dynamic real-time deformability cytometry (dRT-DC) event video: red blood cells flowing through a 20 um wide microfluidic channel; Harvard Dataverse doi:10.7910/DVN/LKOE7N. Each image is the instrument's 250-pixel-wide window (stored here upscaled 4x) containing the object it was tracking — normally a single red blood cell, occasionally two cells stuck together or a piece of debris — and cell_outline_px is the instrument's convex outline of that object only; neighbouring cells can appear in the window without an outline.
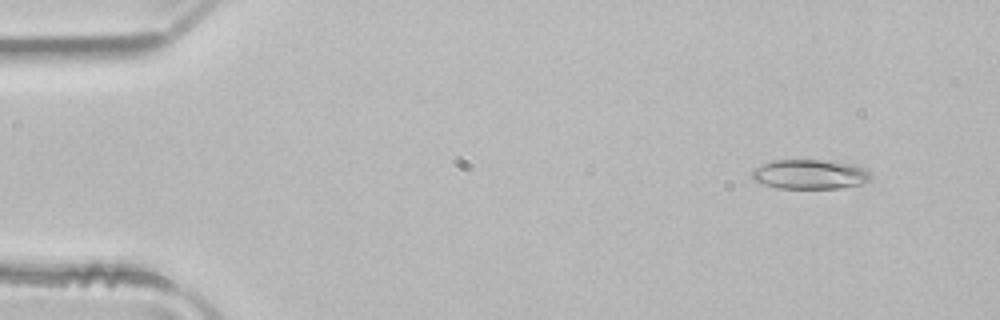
{"species": "common noctule bat (a hibernating species)", "species_latin": "Nyctalus noctula", "temperature_condition": "room temperature", "stored_images_in_passage": 51, "camera_frame_rate_fps": 3000, "um_per_image_px": 0.085, "animal": {"sex": "male", "body_mass_g": 21.5, "forearm_length_mm": 52.0}, "frame": {"image": 1, "passage_image": 5, "time_ms": 1.333, "image_size_px": [1000, 320], "cell_outline_px": [[872, 176], [864, 184], [840, 188], [776, 188], [752, 180], [752, 168], [772, 160], [828, 160], [852, 164], [864, 168]], "centroid_in_image_um": [68.82, 14.81], "position_along_channel_um": 16.2, "area_um2": 20.63}}
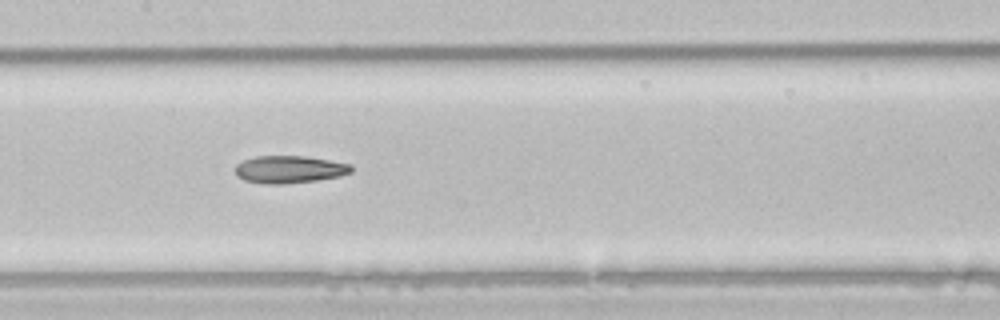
{"frame": {"image": 2, "passage_image": 25, "time_ms": 8.0, "image_size_px": [1000, 320], "cell_outline_px": [[352, 172], [340, 176], [316, 180], [284, 184], [268, 184], [244, 180], [236, 176], [236, 164], [244, 160], [256, 156], [304, 156], [352, 164]], "centroid_in_image_um": [24.6, 14.4], "position_along_channel_um": 182.8, "area_um2": 18.5}}
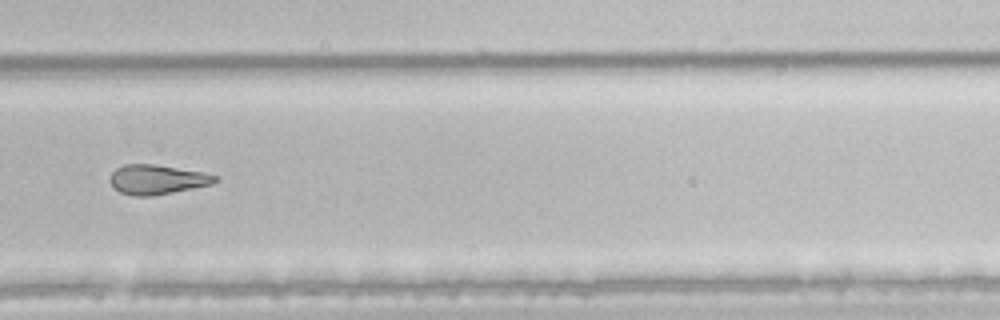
{"frame": {"image": 3, "passage_image": 35, "time_ms": 11.333, "image_size_px": [1000, 320], "cell_outline_px": [[220, 180], [212, 184], [152, 196], [132, 196], [120, 192], [108, 180], [112, 172], [116, 168], [124, 164], [152, 164], [204, 172], [220, 176]], "centroid_in_image_um": [13.37, 15.25], "position_along_channel_um": 316.4, "area_um2": 18.15}, "authors_computed_cell_mechanics": {"area_um2": 20.0566, "velocity_mm_per_s": 4.0421, "shape_relaxation_time_tau1_ms": 8.8412, "shape_relaxation_time_tau2_ms": 7.3859, "deformation_change_tau1": 0.2024, "deformation_change_tau2": 0.1982}}